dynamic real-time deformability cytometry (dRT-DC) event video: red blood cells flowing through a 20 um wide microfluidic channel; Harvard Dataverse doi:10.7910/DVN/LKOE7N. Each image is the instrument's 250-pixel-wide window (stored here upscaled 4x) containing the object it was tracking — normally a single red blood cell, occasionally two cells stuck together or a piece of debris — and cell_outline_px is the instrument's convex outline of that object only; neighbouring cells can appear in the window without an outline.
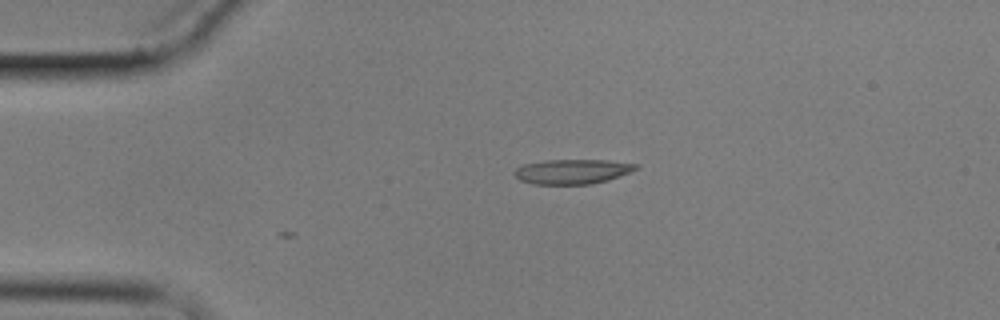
{"species": "common noctule bat (a hibernating species)", "species_latin": "Nyctalus noctula", "temperature_condition": "cold", "stored_images_in_passage": 2, "camera_frame_rate_fps": 3000, "um_per_image_px": 0.085, "animal": {"sex": "male", "body_mass_g": 17.9}, "frame": {"image": 1, "passage_image": 2, "time_ms": 1.333, "image_size_px": [1000, 320], "cell_outline_px": [[640, 164], [636, 168], [620, 176], [608, 180], [592, 184], [532, 184], [520, 180], [512, 172], [516, 168], [524, 164], [544, 160], [608, 160]], "centroid_in_image_um": [48.63, 14.58], "position_along_channel_um": 36.4, "area_um2": 17.51}}